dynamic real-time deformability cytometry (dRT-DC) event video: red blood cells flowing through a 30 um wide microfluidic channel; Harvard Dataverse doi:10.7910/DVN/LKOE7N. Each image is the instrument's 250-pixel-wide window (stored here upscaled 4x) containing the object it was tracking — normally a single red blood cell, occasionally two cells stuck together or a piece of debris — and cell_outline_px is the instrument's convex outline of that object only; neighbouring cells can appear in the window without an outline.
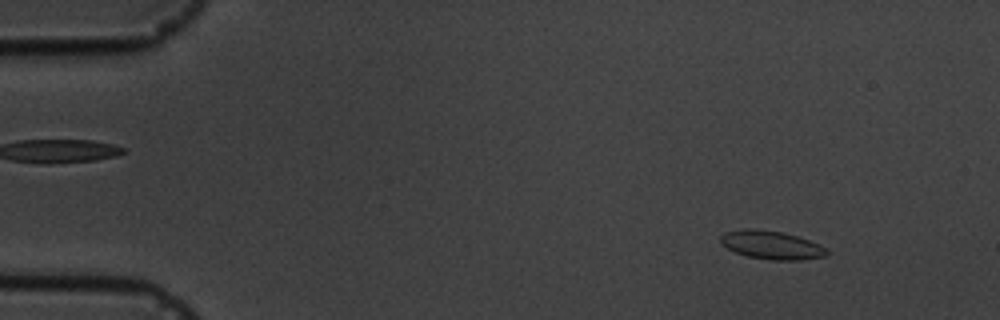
{"species": "common noctule bat (a hibernating species)", "species_latin": "Nyctalus noctula", "temperature_condition": "cold", "stored_images_in_passage": 4, "camera_frame_rate_fps": 3000, "um_per_image_px": 0.085, "animal": {"sex": "male", "body_mass_g": 19.5, "forearm_length_mm": 54.6}, "frame": {"image": 1, "passage_image": 1, "time_ms": 0.0, "image_size_px": [1000, 320], "cell_outline_px": [[828, 256], [800, 260], [772, 260], [748, 256], [736, 252], [728, 248], [720, 240], [720, 236], [724, 232], [744, 228], [756, 228], [784, 232], [808, 240], [824, 248], [828, 252]], "centroid_in_image_um": [65.56, 20.81], "position_along_channel_um": 19.4, "area_um2": 17.46}}
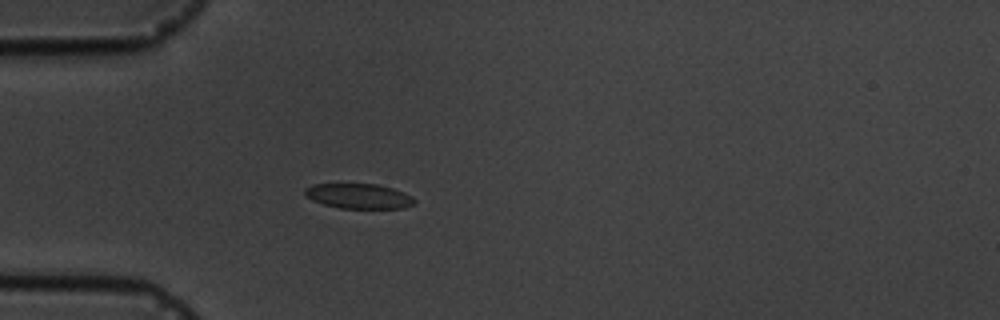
{"frame": {"image": 2, "passage_image": 4, "time_ms": 3.333, "image_size_px": [1000, 320], "cell_outline_px": [[416, 200], [412, 204], [404, 208], [340, 208], [324, 204], [312, 200], [304, 192], [304, 188], [312, 184], [376, 184], [392, 188], [404, 192], [412, 196]], "centroid_in_image_um": [30.5, 16.66], "position_along_channel_um": 54.5, "area_um2": 15.84}}